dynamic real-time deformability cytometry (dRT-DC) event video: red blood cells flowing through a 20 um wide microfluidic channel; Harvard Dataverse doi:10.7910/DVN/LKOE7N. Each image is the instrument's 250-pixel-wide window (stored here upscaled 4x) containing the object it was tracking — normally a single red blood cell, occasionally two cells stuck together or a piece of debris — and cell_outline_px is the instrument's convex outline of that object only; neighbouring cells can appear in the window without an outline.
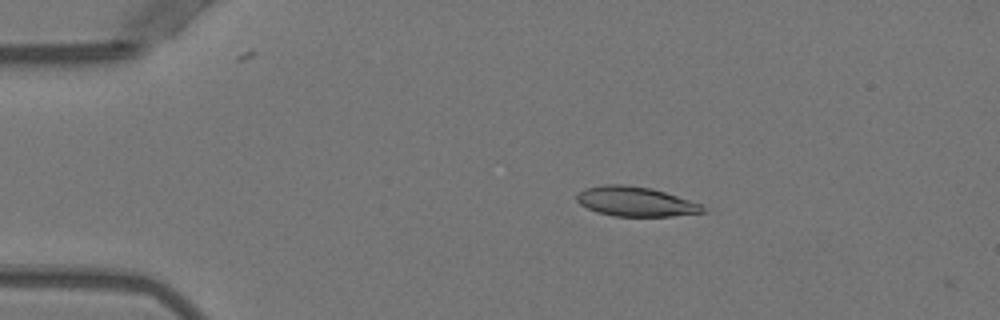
{"species": "Egyptian fruit bat (a non-hibernating species)", "species_latin": "Rousettus aegyptiacus", "temperature_condition": "warm", "stored_images_in_passage": 3, "camera_frame_rate_fps": 3000, "um_per_image_px": 0.085, "animal": {"sex": "female"}, "frame": {"image": 1, "passage_image": 1, "time_ms": 0.0, "image_size_px": [1000, 320], "cell_outline_px": [[704, 212], [672, 216], [616, 216], [596, 212], [580, 204], [576, 200], [576, 196], [584, 188], [604, 184], [620, 184], [652, 188], [700, 204], [704, 208]], "centroid_in_image_um": [53.97, 17.13], "position_along_channel_um": 31.0, "area_um2": 21.5}}